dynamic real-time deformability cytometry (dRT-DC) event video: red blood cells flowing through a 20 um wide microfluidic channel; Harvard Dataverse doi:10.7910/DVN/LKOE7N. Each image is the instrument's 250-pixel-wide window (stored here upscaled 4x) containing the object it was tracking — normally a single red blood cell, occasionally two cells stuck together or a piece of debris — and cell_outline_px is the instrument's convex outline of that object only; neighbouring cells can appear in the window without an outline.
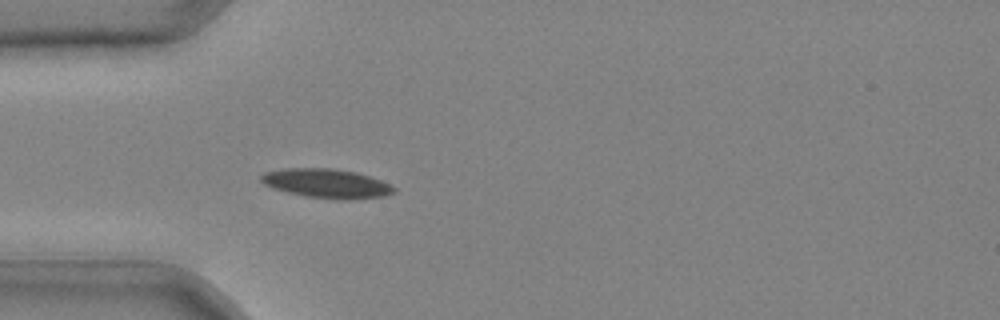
{"species": "common noctule bat (a hibernating species)", "species_latin": "Nyctalus noctula", "temperature_condition": "cold", "stored_images_in_passage": 30, "camera_frame_rate_fps": 3000, "um_per_image_px": 0.085, "animal": {"sex": "male", "body_mass_g": 20.4}, "frame": {"image": 1, "passage_image": 1, "time_ms": 0.0, "image_size_px": [1000, 320], "cell_outline_px": [[396, 192], [384, 196], [308, 196], [288, 192], [272, 188], [264, 184], [260, 180], [260, 176], [264, 172], [284, 168], [332, 168], [356, 172], [380, 180], [396, 188]], "centroid_in_image_um": [27.66, 15.52], "position_along_channel_um": 57.3, "area_um2": 21.33}}
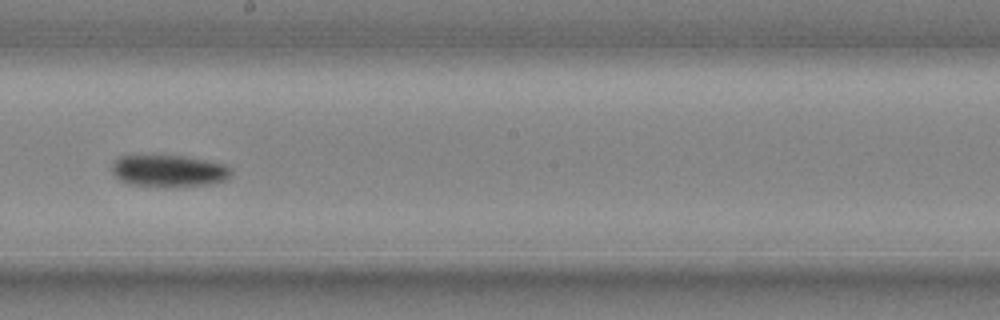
{"frame": {"image": 2, "passage_image": 13, "time_ms": 4.0, "image_size_px": [1000, 320], "cell_outline_px": [[232, 172], [224, 180], [208, 184], [172, 188], [164, 188], [128, 184], [120, 180], [112, 172], [112, 164], [120, 156], [184, 156], [224, 164], [232, 168]], "centroid_in_image_um": [14.34, 14.55], "position_along_channel_um": 233.9, "area_um2": 22.31}}
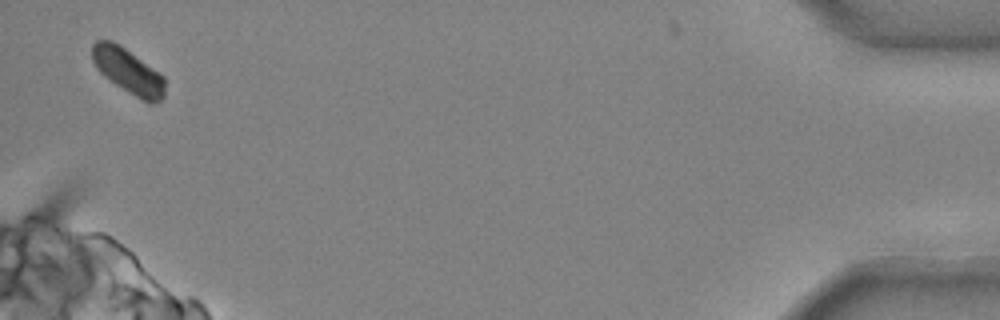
{"frame": {"image": 3, "passage_image": 30, "time_ms": 9.667, "image_size_px": [1000, 320], "cell_outline_px": [[164, 96], [160, 100], [152, 104], [148, 104], [128, 92], [104, 76], [96, 68], [92, 60], [92, 44], [96, 40], [112, 40], [120, 44], [160, 72], [164, 76]], "centroid_in_image_um": [10.9, 6.03], "position_along_channel_um": 424.3, "area_um2": 19.31}}